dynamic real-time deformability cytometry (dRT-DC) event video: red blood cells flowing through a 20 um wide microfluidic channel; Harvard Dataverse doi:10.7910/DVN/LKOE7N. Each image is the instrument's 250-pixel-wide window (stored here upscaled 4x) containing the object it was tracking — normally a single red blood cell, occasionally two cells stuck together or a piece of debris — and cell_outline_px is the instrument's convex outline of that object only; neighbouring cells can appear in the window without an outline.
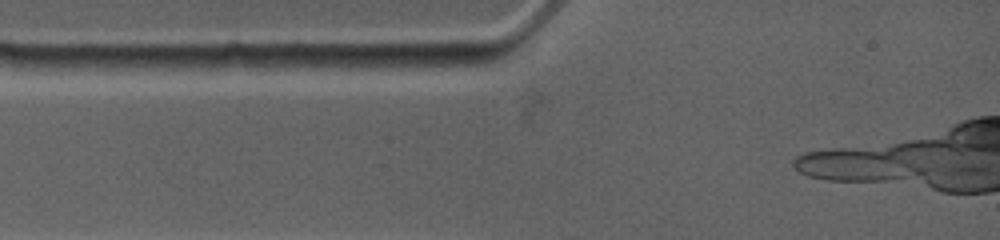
{"species": "common noctule bat (a hibernating species)", "species_latin": "Nyctalus noctula", "temperature_condition": "warm", "stored_images_in_passage": 5, "camera_frame_rate_fps": 4500, "um_per_image_px": 0.085, "animal": {"sex": "female", "body_mass_g": 19.0, "forearm_length_mm": 53.3}, "frame": {"image": 1, "passage_image": 2, "time_ms": 0.222, "image_size_px": [1000, 240], "cell_outline_px": [[456, 64], [440, 72], [340, 68], [312, 64], [332, 56], [388, 56]], "centroid_in_image_um": [32.62, 5.41], "position_along_channel_um": 52.4, "area_um2": 10.98}}